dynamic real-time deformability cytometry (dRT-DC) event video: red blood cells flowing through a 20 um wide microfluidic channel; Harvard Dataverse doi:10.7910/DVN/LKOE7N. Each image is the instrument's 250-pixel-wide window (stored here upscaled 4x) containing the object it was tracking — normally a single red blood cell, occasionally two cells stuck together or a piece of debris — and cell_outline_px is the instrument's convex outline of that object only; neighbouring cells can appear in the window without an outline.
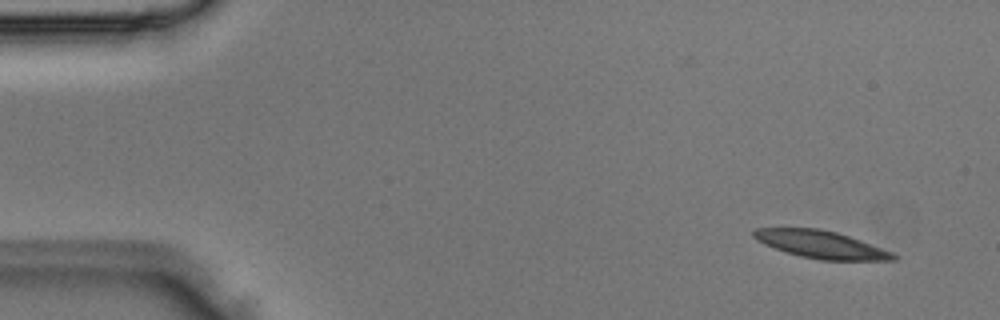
{"species": "Egyptian fruit bat (a non-hibernating species)", "species_latin": "Rousettus aegyptiacus", "temperature_condition": "room temperature", "stored_images_in_passage": 4, "camera_frame_rate_fps": 3000, "um_per_image_px": 0.085, "animal": {"sex": "male"}, "frame": {"image": 1, "passage_image": 1, "time_ms": 0.0, "image_size_px": [1000, 320], "cell_outline_px": [[900, 256], [896, 260], [820, 260], [800, 256], [764, 244], [756, 240], [752, 236], [752, 232], [756, 228], [820, 228], [836, 232], [860, 240], [892, 252]], "centroid_in_image_um": [69.79, 20.78], "position_along_channel_um": 15.2, "area_um2": 22.25}}